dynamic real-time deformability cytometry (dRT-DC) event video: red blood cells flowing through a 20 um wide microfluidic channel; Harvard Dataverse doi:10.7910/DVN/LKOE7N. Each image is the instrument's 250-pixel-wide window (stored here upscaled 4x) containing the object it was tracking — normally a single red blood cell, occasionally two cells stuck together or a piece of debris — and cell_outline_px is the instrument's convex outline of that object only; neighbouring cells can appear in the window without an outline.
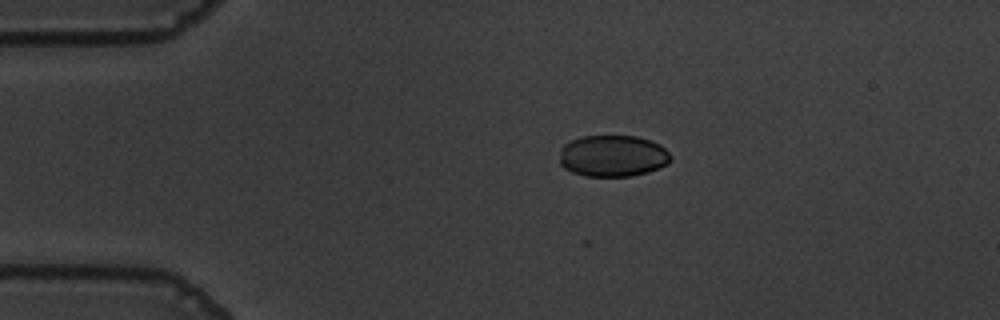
{"species": "common noctule bat (a hibernating species)", "species_latin": "Nyctalus noctula", "temperature_condition": "warm", "stored_images_in_passage": 46, "camera_frame_rate_fps": 3000, "um_per_image_px": 0.085, "animal": {"sex": "male", "body_mass_g": 19.5, "forearm_length_mm": 54.6}, "frame": {"image": 1, "passage_image": 1, "time_ms": 0.0, "image_size_px": [1000, 320], "cell_outline_px": [[672, 160], [668, 164], [648, 172], [632, 176], [584, 176], [572, 172], [564, 168], [560, 164], [560, 148], [564, 144], [580, 136], [636, 136], [652, 140], [660, 144], [672, 156]], "centroid_in_image_um": [52.1, 13.25], "position_along_channel_um": 32.9, "area_um2": 27.22}}
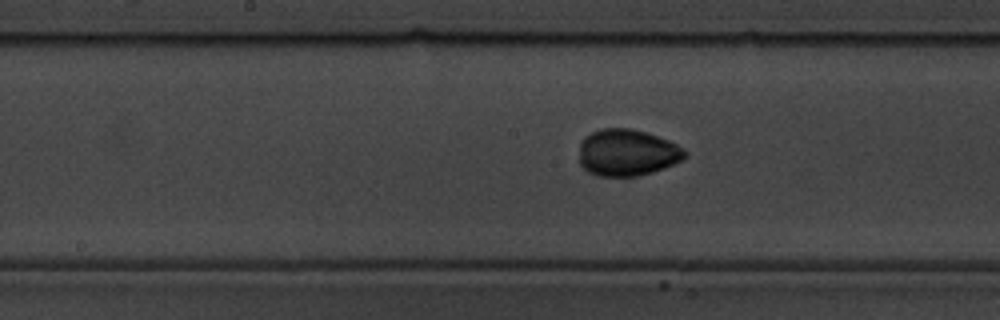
{"frame": {"image": 2, "passage_image": 18, "time_ms": 5.667, "image_size_px": [1000, 320], "cell_outline_px": [[688, 156], [664, 168], [652, 172], [636, 176], [596, 176], [588, 172], [580, 164], [580, 144], [584, 136], [600, 128], [628, 128], [644, 132], [668, 140], [676, 144], [688, 152]], "centroid_in_image_um": [53.29, 12.97], "position_along_channel_um": 194.9, "area_um2": 28.73}}
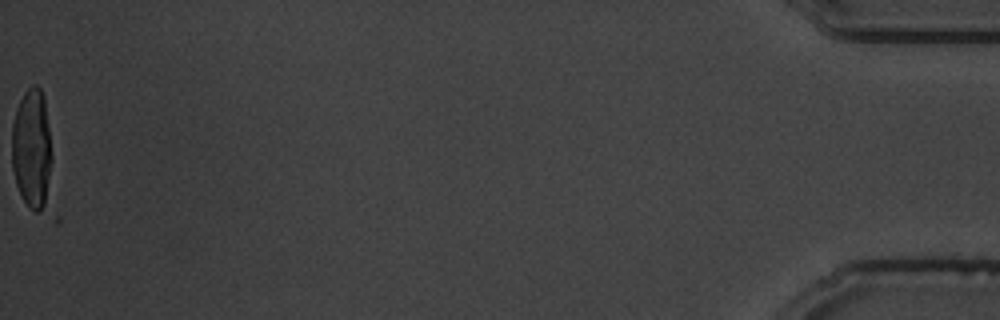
{"frame": {"image": 3, "passage_image": 46, "time_ms": 15.0, "image_size_px": [1000, 320], "cell_outline_px": [[52, 160], [48, 212], [36, 212], [28, 208], [20, 196], [16, 184], [12, 168], [12, 120], [16, 108], [24, 92], [32, 84], [36, 84], [40, 88], [44, 96], [52, 156]], "centroid_in_image_um": [2.73, 12.77], "position_along_channel_um": 432.5, "area_um2": 29.13}, "authors_computed_cell_mechanics": {"area_um2": 28.4954, "velocity_mm_per_s": 3.6275, "shape_relaxation_time_tau1_ms": 5.6245, "shape_relaxation_time_tau2_ms": 1.0431, "deformation_change_tau1": 0.1314, "deformation_change_tau2": 0.0322}}